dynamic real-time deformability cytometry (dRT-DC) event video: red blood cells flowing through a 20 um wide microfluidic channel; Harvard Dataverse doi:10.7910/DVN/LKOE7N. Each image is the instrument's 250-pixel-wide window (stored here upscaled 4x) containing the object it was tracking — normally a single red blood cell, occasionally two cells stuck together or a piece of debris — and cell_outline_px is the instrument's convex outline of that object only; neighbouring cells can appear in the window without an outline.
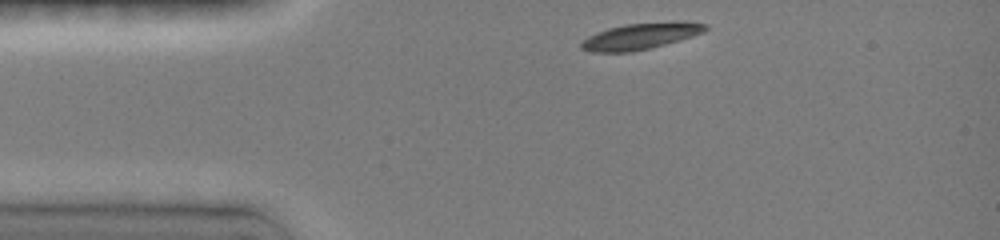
{"species": "common noctule bat (a hibernating species)", "species_latin": "Nyctalus noctula", "temperature_condition": "room temperature", "stored_images_in_passage": 4, "camera_frame_rate_fps": 3000, "um_per_image_px": 0.085, "animal": {"sex": "female", "body_mass_g": 19.0, "forearm_length_mm": 51.5}, "frame": {"image": 1, "passage_image": 1, "time_ms": 0.0, "image_size_px": [1000, 240], "cell_outline_px": [[708, 28], [704, 32], [664, 44], [648, 48], [628, 52], [592, 52], [580, 48], [580, 44], [588, 36], [596, 32], [608, 28], [624, 24], [672, 20], [684, 20], [708, 24]], "centroid_in_image_um": [54.48, 3.03], "position_along_channel_um": 30.5, "area_um2": 19.19}}